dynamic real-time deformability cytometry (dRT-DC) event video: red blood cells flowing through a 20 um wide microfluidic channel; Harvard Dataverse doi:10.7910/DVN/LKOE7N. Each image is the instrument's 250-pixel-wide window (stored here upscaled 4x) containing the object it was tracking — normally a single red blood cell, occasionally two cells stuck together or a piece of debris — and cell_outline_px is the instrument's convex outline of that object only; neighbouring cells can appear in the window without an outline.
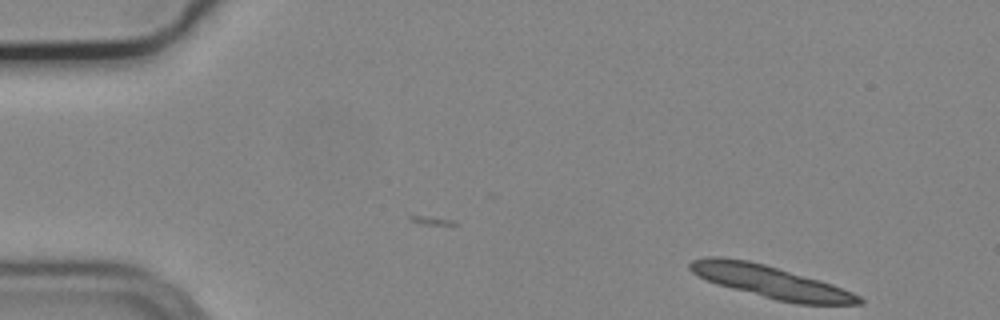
{"species": "common noctule bat (a hibernating species)", "species_latin": "Nyctalus noctula", "temperature_condition": "cold", "stored_images_in_passage": 13, "camera_frame_rate_fps": 3000, "um_per_image_px": 0.085, "animal": {"sex": "male", "body_mass_g": 19.2, "forearm_length_mm": 51.8}, "frame": {"image": 1, "passage_image": 13, "time_ms": 4.0, "image_size_px": [1000, 320], "cell_outline_px": [[864, 304], [796, 304], [776, 300], [716, 284], [692, 272], [688, 268], [688, 264], [692, 260], [708, 256], [720, 256], [748, 260], [764, 264], [820, 280], [832, 284], [852, 292], [860, 296], [864, 300]], "centroid_in_image_um": [65.5, 23.95], "position_along_channel_um": 19.5, "area_um2": 31.79}}